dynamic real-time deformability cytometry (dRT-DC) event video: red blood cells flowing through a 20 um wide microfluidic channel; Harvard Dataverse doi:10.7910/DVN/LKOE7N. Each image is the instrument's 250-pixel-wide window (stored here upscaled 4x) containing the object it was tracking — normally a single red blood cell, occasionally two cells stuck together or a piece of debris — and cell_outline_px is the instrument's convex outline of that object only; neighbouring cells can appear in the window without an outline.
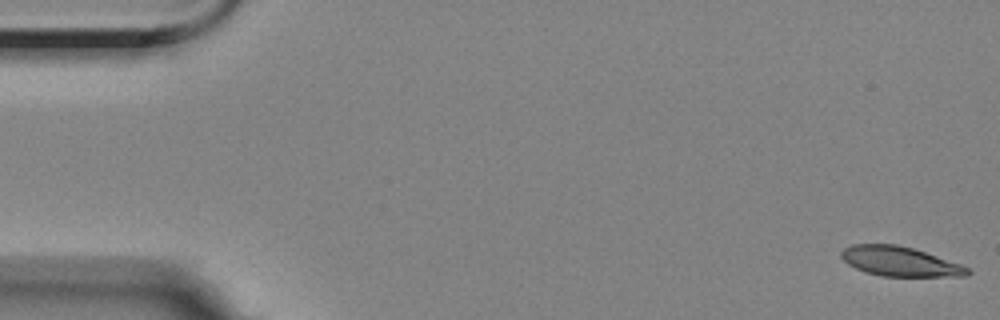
{"species": "Egyptian fruit bat (a non-hibernating species)", "species_latin": "Rousettus aegyptiacus", "temperature_condition": "room temperature", "stored_images_in_passage": 58, "camera_frame_rate_fps": 3000, "um_per_image_px": 0.085, "animal": {"sex": "female"}, "frame": {"image": 1, "passage_image": 1, "time_ms": 0.0, "image_size_px": [1000, 320], "cell_outline_px": [[972, 272], [968, 276], [880, 276], [856, 268], [848, 264], [840, 256], [840, 252], [844, 248], [852, 244], [896, 244], [912, 248], [960, 264], [968, 268]], "centroid_in_image_um": [76.47, 22.22], "position_along_channel_um": 8.5, "area_um2": 21.56}}
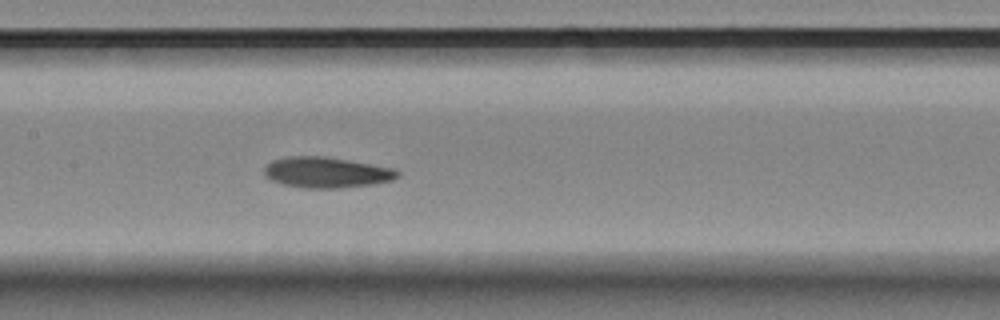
{"frame": {"image": 2, "passage_image": 27, "time_ms": 8.667, "image_size_px": [1000, 320], "cell_outline_px": [[400, 176], [392, 180], [372, 184], [336, 188], [304, 188], [284, 184], [272, 180], [264, 176], [264, 168], [272, 160], [288, 156], [324, 156], [348, 160], [392, 168], [400, 172]], "centroid_in_image_um": [27.73, 14.65], "position_along_channel_um": 179.7, "area_um2": 23.7}}
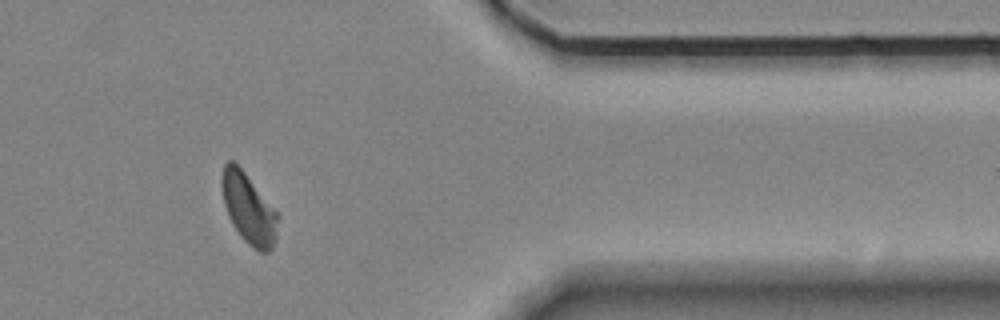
{"frame": {"image": 3, "passage_image": 47, "time_ms": 15.333, "image_size_px": [1000, 320], "cell_outline_px": [[280, 216], [276, 240], [272, 248], [268, 252], [260, 252], [252, 248], [240, 236], [232, 224], [228, 216], [224, 204], [220, 184], [220, 176], [224, 164], [228, 160], [232, 160], [244, 172]], "centroid_in_image_um": [21.12, 17.75], "position_along_channel_um": 390.3, "area_um2": 23.12}, "authors_computed_cell_mechanics": {"area_um2": 22.9755, "velocity_mm_per_s": 3.4759, "shape_relaxation_time_tau1_ms": 4.3785, "shape_relaxation_time_tau2_ms": 2.9108, "deformation_change_tau1": 0.1581, "deformation_change_tau2": 0.0906}}